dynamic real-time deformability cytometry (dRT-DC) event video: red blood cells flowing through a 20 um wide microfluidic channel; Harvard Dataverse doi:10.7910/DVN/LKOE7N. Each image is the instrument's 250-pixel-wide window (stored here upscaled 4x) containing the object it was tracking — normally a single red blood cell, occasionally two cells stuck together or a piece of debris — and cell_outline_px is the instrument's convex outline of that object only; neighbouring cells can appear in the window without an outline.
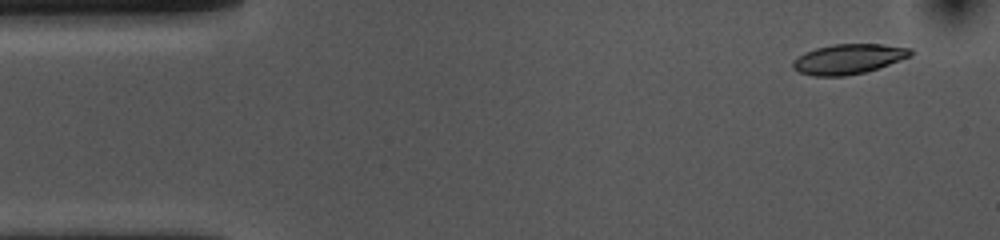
{"species": "common noctule bat (a hibernating species)", "species_latin": "Nyctalus noctula", "temperature_condition": "cold", "stored_images_in_passage": 53, "camera_frame_rate_fps": 3000, "um_per_image_px": 0.085, "animal": {"sex": "female", "body_mass_g": 10.0, "forearm_length_mm": 53.1}, "frame": {"image": 1, "passage_image": 3, "time_ms": 0.667, "image_size_px": [1000, 240], "cell_outline_px": [[912, 56], [864, 72], [844, 76], [816, 76], [800, 72], [792, 68], [792, 64], [800, 56], [816, 48], [836, 44], [880, 44], [908, 48], [912, 52]], "centroid_in_image_um": [72.12, 5.02], "position_along_channel_um": 12.9, "area_um2": 20.0}}
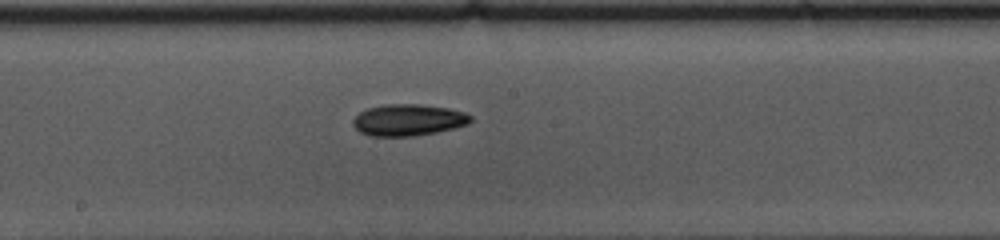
{"frame": {"image": 2, "passage_image": 27, "time_ms": 8.667, "image_size_px": [1000, 240], "cell_outline_px": [[472, 120], [468, 124], [436, 132], [412, 136], [372, 136], [360, 132], [352, 124], [352, 120], [360, 112], [368, 108], [388, 104], [416, 104], [448, 108], [464, 112], [472, 116]], "centroid_in_image_um": [34.69, 10.2], "position_along_channel_um": 213.5, "area_um2": 21.44}}
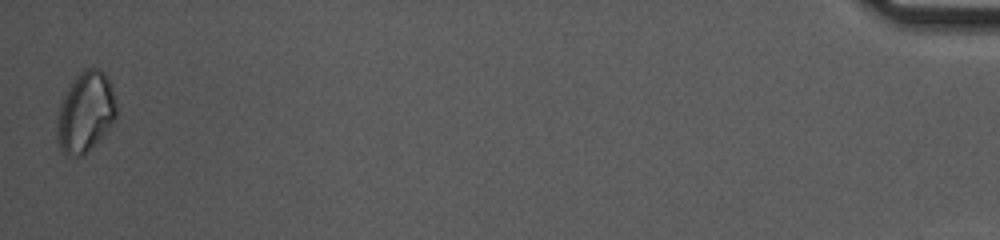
{"frame": {"image": 3, "passage_image": 53, "time_ms": 17.333, "image_size_px": [1000, 240], "cell_outline_px": [[116, 120], [80, 156], [64, 156], [60, 148], [56, 136], [56, 124], [60, 104], [72, 80], [84, 68], [100, 68], [108, 76], [112, 88], [116, 104]], "centroid_in_image_um": [7.25, 9.49], "position_along_channel_um": 428.0, "area_um2": 27.57}, "authors_computed_cell_mechanics": {"area_um2": 20.5768, "velocity_mm_per_s": 3.62, "shape_relaxation_time_tau1_ms": 5.7606, "shape_relaxation_time_tau2_ms": null, "deformation_change_tau1": 0.1072, "deformation_change_tau2": null}}